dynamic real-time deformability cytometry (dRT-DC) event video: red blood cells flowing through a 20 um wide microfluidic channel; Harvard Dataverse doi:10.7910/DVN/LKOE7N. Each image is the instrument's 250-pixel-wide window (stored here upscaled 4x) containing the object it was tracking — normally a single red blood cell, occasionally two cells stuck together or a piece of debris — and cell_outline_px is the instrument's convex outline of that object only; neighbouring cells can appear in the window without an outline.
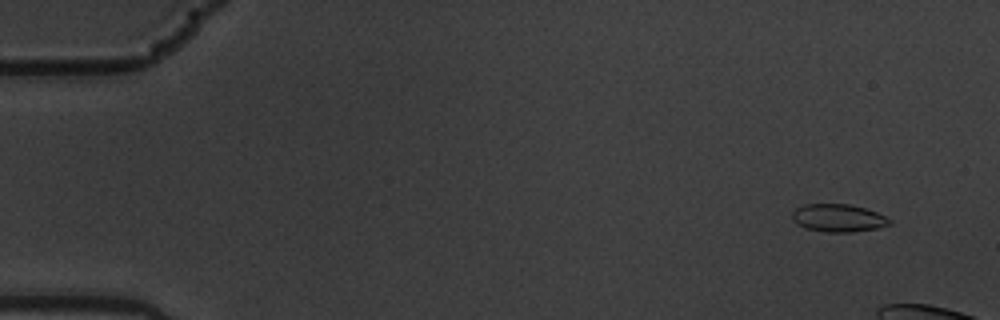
{"species": "common noctule bat (a hibernating species)", "species_latin": "Nyctalus noctula", "temperature_condition": "warm", "stored_images_in_passage": 13, "camera_frame_rate_fps": 3000, "um_per_image_px": 0.085, "animal": {"sex": "male", "body_mass_g": 19.5, "forearm_length_mm": 54.6}, "frame": {"image": 1, "passage_image": 4, "time_ms": 1.0, "image_size_px": [1000, 320], "cell_outline_px": [[892, 224], [880, 228], [852, 232], [824, 232], [804, 228], [796, 224], [792, 220], [792, 212], [796, 208], [804, 204], [848, 204], [864, 208], [876, 212], [892, 220]], "centroid_in_image_um": [71.24, 18.54], "position_along_channel_um": 13.8, "area_um2": 15.95}}